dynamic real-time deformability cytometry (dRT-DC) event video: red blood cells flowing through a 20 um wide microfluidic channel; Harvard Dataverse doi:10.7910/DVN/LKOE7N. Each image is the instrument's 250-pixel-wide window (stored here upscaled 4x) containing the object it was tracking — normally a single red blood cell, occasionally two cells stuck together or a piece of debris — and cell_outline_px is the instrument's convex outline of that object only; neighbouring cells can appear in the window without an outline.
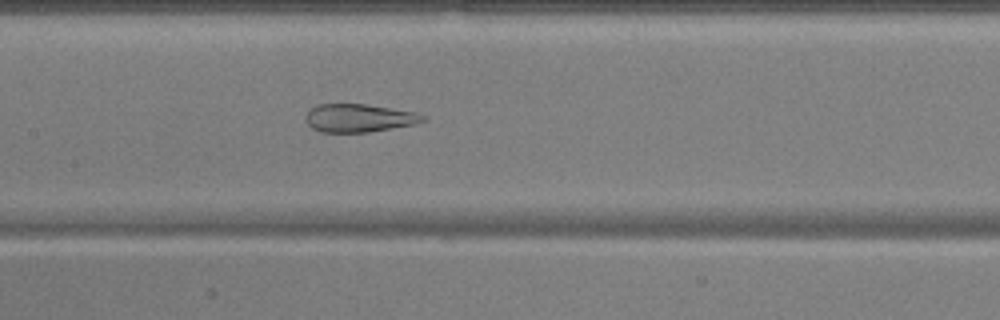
{"species": "common noctule bat (a hibernating species)", "species_latin": "Nyctalus noctula", "temperature_condition": "warm", "stored_images_in_passage": 53, "camera_frame_rate_fps": 3000, "um_per_image_px": 0.085, "animal": {"sex": "male", "body_mass_g": 17.9, "forearm_length_mm": 54.2}, "frame": {"image": 1, "passage_image": 26, "time_ms": 8.333, "image_size_px": [1000, 320], "cell_outline_px": [[428, 120], [416, 124], [368, 132], [320, 132], [312, 128], [304, 120], [304, 116], [316, 104], [364, 104], [416, 112], [424, 116]], "centroid_in_image_um": [30.5, 10.03], "position_along_channel_um": 176.9, "area_um2": 19.25}}
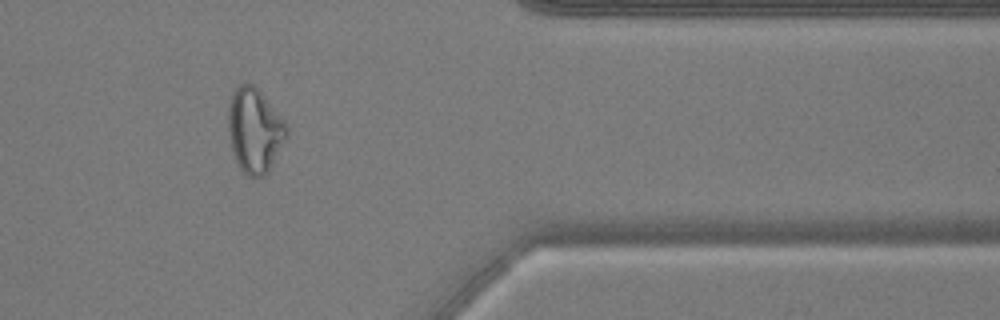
{"frame": {"image": 2, "passage_image": 44, "time_ms": 14.333, "image_size_px": [1000, 320], "cell_outline_px": [[288, 128], [268, 172], [264, 176], [248, 176], [240, 168], [236, 160], [232, 148], [228, 128], [228, 104], [232, 92], [240, 84], [252, 84], [260, 92], [284, 120]], "centroid_in_image_um": [21.6, 11.06], "position_along_channel_um": 389.8, "area_um2": 27.92}}
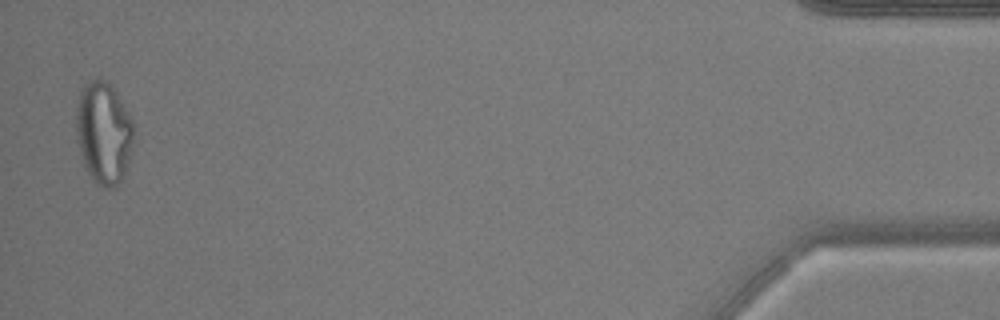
{"frame": {"image": 3, "passage_image": 52, "time_ms": 17.0, "image_size_px": [1000, 320], "cell_outline_px": [[132, 140], [128, 160], [124, 172], [120, 180], [112, 188], [104, 188], [88, 172], [84, 164], [76, 140], [76, 108], [80, 92], [84, 84], [92, 80], [108, 80], [128, 112], [132, 124]], "centroid_in_image_um": [8.77, 11.25], "position_along_channel_um": 426.4, "area_um2": 33.47}}